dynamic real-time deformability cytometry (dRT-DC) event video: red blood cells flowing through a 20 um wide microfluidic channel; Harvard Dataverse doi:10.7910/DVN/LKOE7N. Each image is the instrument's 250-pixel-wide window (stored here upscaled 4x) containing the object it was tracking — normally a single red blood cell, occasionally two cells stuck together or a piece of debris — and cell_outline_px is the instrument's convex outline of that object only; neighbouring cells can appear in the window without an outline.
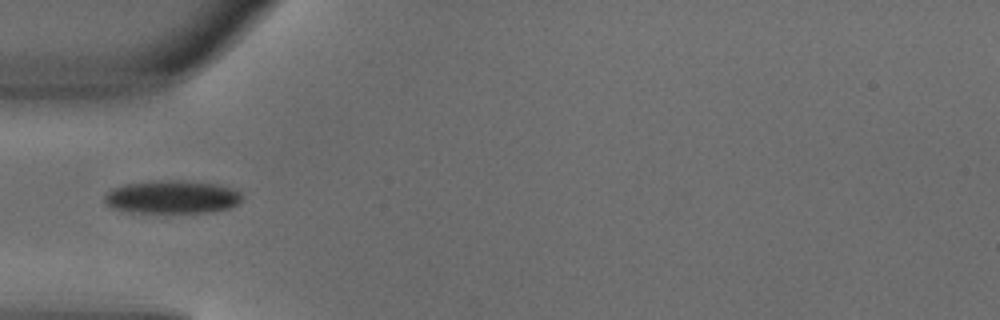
{"species": "common noctule bat (a hibernating species)", "species_latin": "Nyctalus noctula", "temperature_condition": "warm", "stored_images_in_passage": 4, "camera_frame_rate_fps": 3000, "um_per_image_px": 0.085, "animal": {"sex": "male", "body_mass_g": 18.8}, "frame": {"image": 1, "passage_image": 4, "time_ms": 1.0, "image_size_px": [1000, 320], "cell_outline_px": [[244, 196], [240, 204], [232, 208], [212, 212], [128, 212], [112, 208], [104, 200], [104, 196], [108, 192], [116, 188], [128, 184], [172, 180], [176, 180], [216, 184], [232, 188], [240, 192]], "centroid_in_image_um": [14.72, 16.76], "position_along_channel_um": 70.3, "area_um2": 26.3}}